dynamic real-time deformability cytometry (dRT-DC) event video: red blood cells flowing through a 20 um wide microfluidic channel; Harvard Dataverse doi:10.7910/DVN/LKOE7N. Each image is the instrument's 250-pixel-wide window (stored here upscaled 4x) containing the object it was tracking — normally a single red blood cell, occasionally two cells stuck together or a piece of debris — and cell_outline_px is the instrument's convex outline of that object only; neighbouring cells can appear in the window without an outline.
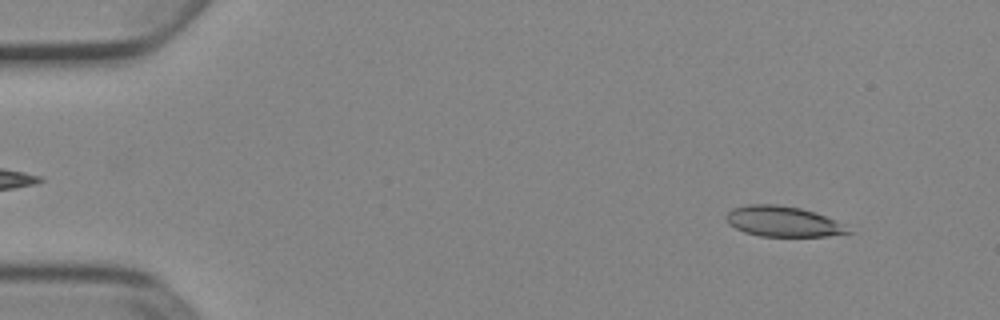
{"species": "Egyptian fruit bat (a non-hibernating species)", "species_latin": "Rousettus aegyptiacus", "temperature_condition": "cold", "stored_images_in_passage": 48, "camera_frame_rate_fps": 3000, "um_per_image_px": 0.085, "animal": {"sex": "female"}, "frame": {"image": 1, "passage_image": 5, "time_ms": 1.333, "image_size_px": [1000, 320], "cell_outline_px": [[852, 232], [828, 236], [760, 236], [744, 232], [728, 224], [724, 216], [732, 208], [748, 204], [776, 204], [800, 208], [824, 216], [832, 220]], "centroid_in_image_um": [66.43, 18.82], "position_along_channel_um": 18.6, "area_um2": 21.21}}
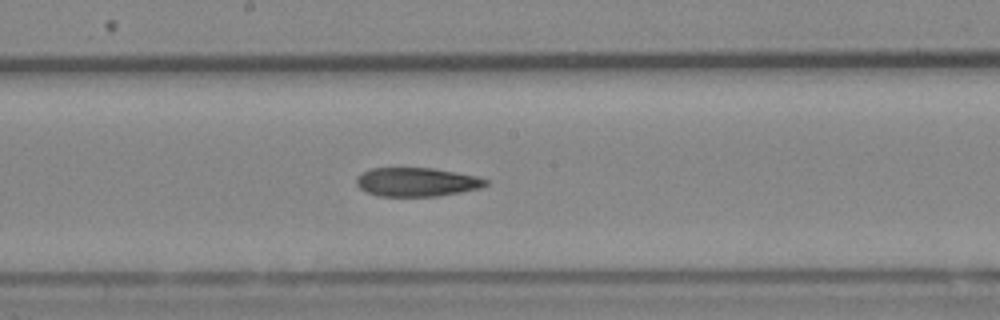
{"frame": {"image": 2, "passage_image": 28, "time_ms": 9.0, "image_size_px": [1000, 320], "cell_outline_px": [[488, 184], [480, 188], [460, 192], [436, 196], [380, 196], [364, 192], [356, 184], [356, 176], [360, 172], [372, 168], [432, 168], [476, 176], [488, 180]], "centroid_in_image_um": [35.37, 15.47], "position_along_channel_um": 212.8, "area_um2": 21.73}}
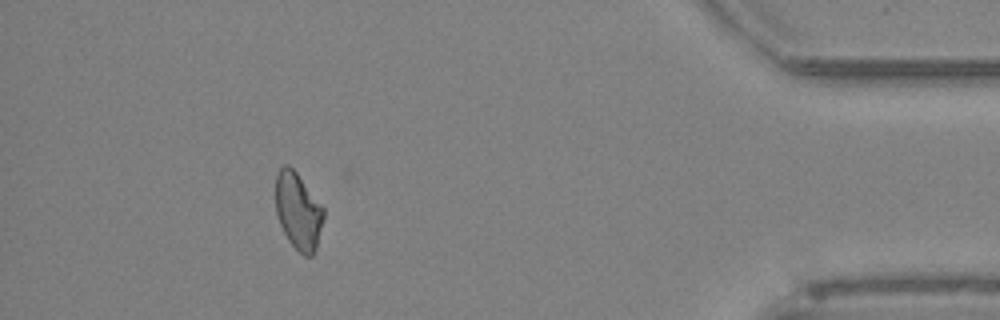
{"frame": {"image": 3, "passage_image": 47, "time_ms": 15.333, "image_size_px": [1000, 320], "cell_outline_px": [[324, 216], [316, 248], [312, 256], [304, 256], [288, 240], [280, 224], [276, 212], [276, 172], [284, 164], [288, 164], [296, 172], [324, 208]], "centroid_in_image_um": [25.34, 17.93], "position_along_channel_um": 409.9, "area_um2": 21.27}, "authors_computed_cell_mechanics": {"area_um2": 22.542, "velocity_mm_per_s": 3.913, "shape_relaxation_time_tau1_ms": null, "shape_relaxation_time_tau2_ms": 7.8022, "deformation_change_tau1": null, "deformation_change_tau2": 0.1612}}